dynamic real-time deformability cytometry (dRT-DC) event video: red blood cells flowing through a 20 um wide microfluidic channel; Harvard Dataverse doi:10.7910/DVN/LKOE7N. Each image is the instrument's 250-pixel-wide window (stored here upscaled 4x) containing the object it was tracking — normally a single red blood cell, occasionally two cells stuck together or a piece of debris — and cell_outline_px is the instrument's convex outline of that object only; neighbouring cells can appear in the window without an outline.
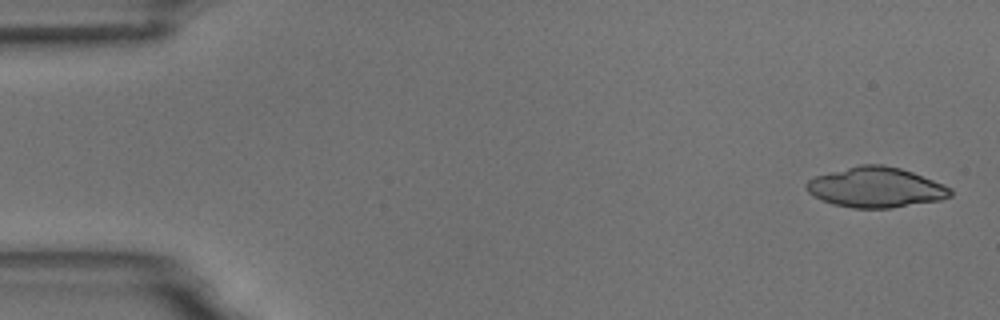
{"species": "common noctule bat (a hibernating species)", "species_latin": "Nyctalus noctula", "temperature_condition": "room temperature", "stored_images_in_passage": 5, "camera_frame_rate_fps": 3000, "um_per_image_px": 0.085, "animal": {"sex": "male", "body_mass_g": 18.8}, "frame": {"image": 1, "passage_image": 1, "time_ms": 0.0, "image_size_px": [1000, 320], "cell_outline_px": [[952, 196], [940, 200], [888, 208], [852, 208], [832, 204], [812, 196], [808, 192], [804, 184], [808, 180], [816, 176], [860, 164], [880, 164], [900, 168], [912, 172], [944, 184], [952, 188]], "centroid_in_image_um": [74.44, 15.93], "position_along_channel_um": 10.6, "area_um2": 33.7}}